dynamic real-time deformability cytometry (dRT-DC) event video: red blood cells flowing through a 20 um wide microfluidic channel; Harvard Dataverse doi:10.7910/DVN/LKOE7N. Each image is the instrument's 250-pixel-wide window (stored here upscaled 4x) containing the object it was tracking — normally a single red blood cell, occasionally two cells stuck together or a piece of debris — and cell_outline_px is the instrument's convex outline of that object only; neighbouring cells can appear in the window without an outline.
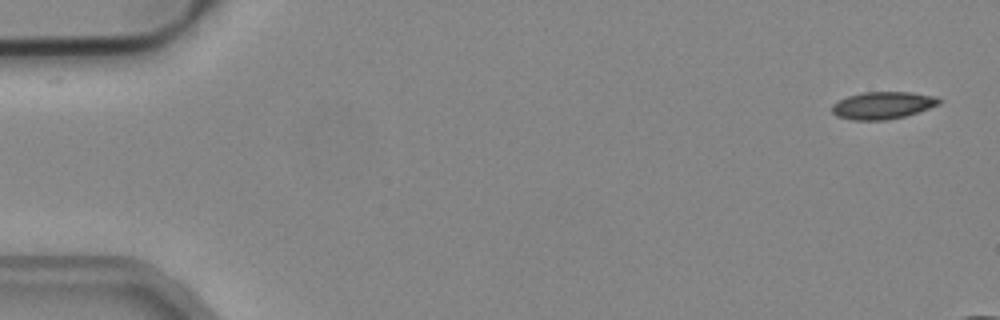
{"species": "common noctule bat (a hibernating species)", "species_latin": "Nyctalus noctula", "temperature_condition": "cold", "stored_images_in_passage": 11, "camera_frame_rate_fps": 3000, "um_per_image_px": 0.085, "animal": {"sex": "male", "body_mass_g": 19.2, "forearm_length_mm": 51.8}, "frame": {"image": 1, "passage_image": 1, "time_ms": 0.0, "image_size_px": [1000, 320], "cell_outline_px": [[940, 104], [904, 116], [888, 120], [852, 120], [836, 116], [832, 112], [832, 104], [848, 96], [864, 92], [912, 92], [936, 96], [940, 100]], "centroid_in_image_um": [75.01, 8.95], "position_along_channel_um": 10.0, "area_um2": 16.94}}